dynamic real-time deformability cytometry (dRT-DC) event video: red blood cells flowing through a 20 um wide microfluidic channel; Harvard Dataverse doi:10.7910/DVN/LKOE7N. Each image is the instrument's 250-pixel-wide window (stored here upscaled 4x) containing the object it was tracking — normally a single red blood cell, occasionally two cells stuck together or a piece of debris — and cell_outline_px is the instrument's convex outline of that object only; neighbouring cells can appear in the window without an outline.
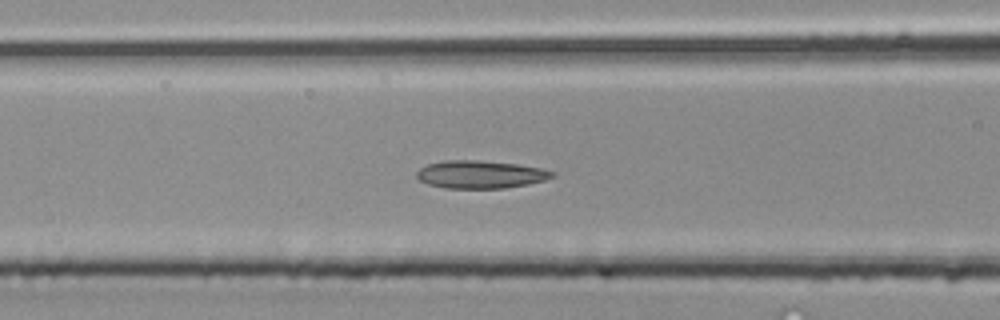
{"species": "common noctule bat (a hibernating species)", "species_latin": "Nyctalus noctula", "temperature_condition": "room temperature", "stored_images_in_passage": 37, "camera_frame_rate_fps": 3000, "um_per_image_px": 0.085, "animal": {"sex": "male", "body_mass_g": 20.4}, "frame": {"image": 1, "passage_image": 10, "time_ms": 3.0, "image_size_px": [1000, 320], "cell_outline_px": [[556, 172], [552, 176], [544, 180], [528, 184], [504, 188], [448, 188], [428, 184], [420, 180], [416, 176], [416, 172], [420, 168], [428, 164], [444, 160], [480, 160], [520, 164], [540, 168]], "centroid_in_image_um": [40.83, 14.81], "position_along_channel_um": 125.8, "area_um2": 21.91}}
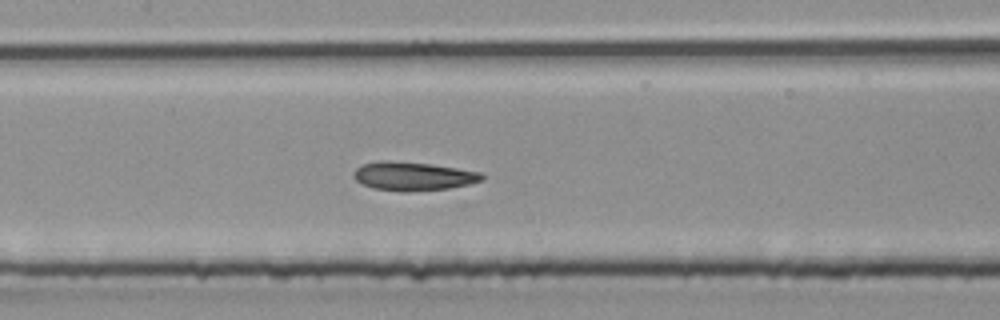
{"frame": {"image": 2, "passage_image": 13, "time_ms": 4.0, "image_size_px": [1000, 320], "cell_outline_px": [[484, 180], [468, 184], [448, 188], [408, 192], [404, 192], [372, 188], [356, 180], [352, 176], [352, 172], [360, 164], [380, 160], [392, 160], [432, 164], [480, 172], [484, 176]], "centroid_in_image_um": [35.06, 14.96], "position_along_channel_um": 172.3, "area_um2": 21.62}}
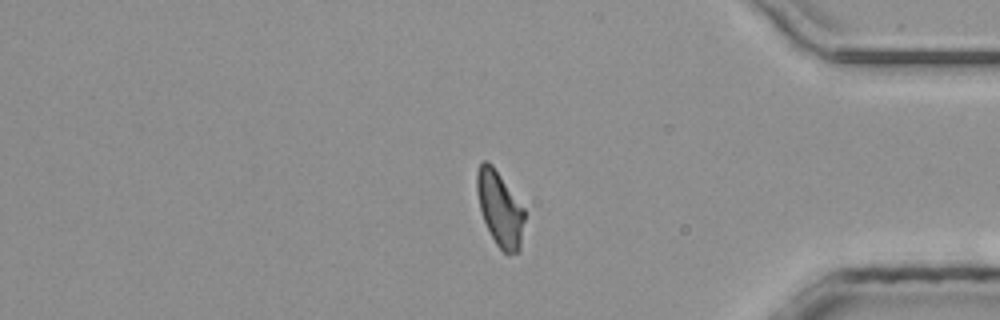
{"frame": {"image": 3, "passage_image": 29, "time_ms": 9.333, "image_size_px": [1000, 320], "cell_outline_px": [[524, 220], [520, 252], [508, 256], [496, 244], [484, 220], [480, 208], [476, 192], [476, 172], [480, 164], [484, 160], [488, 160], [492, 164], [524, 208]], "centroid_in_image_um": [42.49, 17.75], "position_along_channel_um": 392.7, "area_um2": 20.75}}